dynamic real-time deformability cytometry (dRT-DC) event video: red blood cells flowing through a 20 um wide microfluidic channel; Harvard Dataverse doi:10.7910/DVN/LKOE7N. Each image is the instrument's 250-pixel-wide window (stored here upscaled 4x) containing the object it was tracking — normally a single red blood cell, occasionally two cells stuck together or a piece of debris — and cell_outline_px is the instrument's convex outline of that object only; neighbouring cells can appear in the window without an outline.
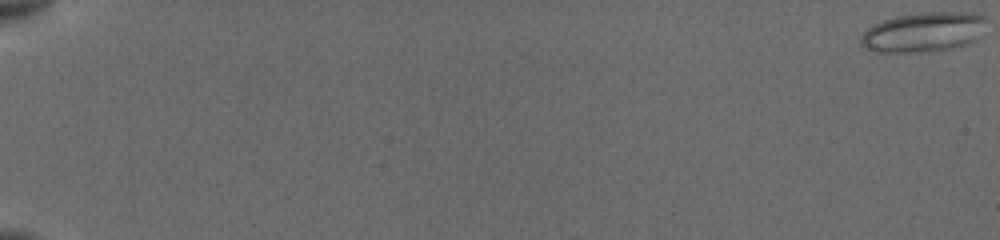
{"species": "common noctule bat (a hibernating species)", "species_latin": "Nyctalus noctula", "temperature_condition": "cold", "stored_images_in_passage": 27, "camera_frame_rate_fps": 3000, "um_per_image_px": 0.085, "animal": {"sex": "female", "body_mass_g": 19.5, "forearm_length_mm": 54.1}, "frame": {"image": 1, "passage_image": 1, "time_ms": 0.0, "image_size_px": [1000, 240], "cell_outline_px": [[984, 16], [980, 40], [968, 44], [952, 48], [920, 52], [876, 52], [860, 44], [860, 40], [864, 32], [872, 24], [884, 20], [900, 16], [928, 12], [980, 12]], "centroid_in_image_um": [78.54, 2.73], "position_along_channel_um": 6.5, "area_um2": 29.02}}
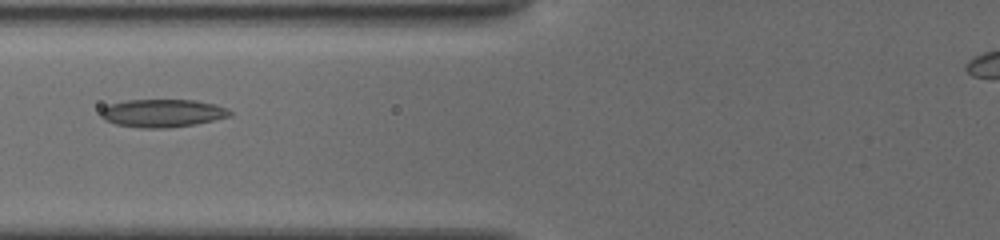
{"frame": {"image": 2, "passage_image": 23, "time_ms": 8.333, "image_size_px": [1000, 240], "cell_outline_px": [[232, 116], [196, 124], [168, 128], [140, 128], [116, 124], [104, 120], [100, 116], [100, 112], [104, 108], [112, 104], [128, 100], [192, 100], [212, 104], [224, 108], [232, 112]], "centroid_in_image_um": [13.8, 9.63], "position_along_channel_um": 112.0, "area_um2": 20.81}}
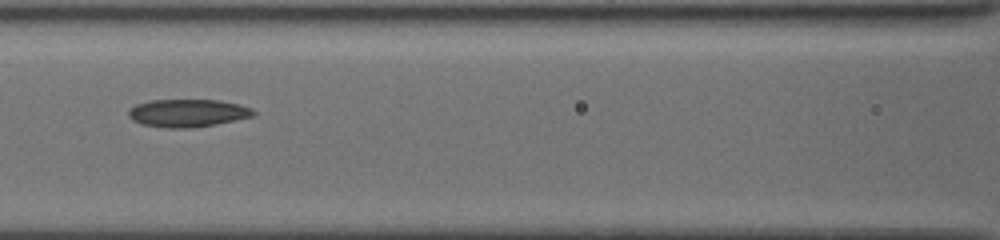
{"frame": {"image": 3, "passage_image": 25, "time_ms": 9.333, "image_size_px": [1000, 240], "cell_outline_px": [[256, 116], [216, 124], [192, 128], [168, 128], [144, 124], [132, 120], [128, 116], [128, 112], [136, 104], [152, 100], [220, 100], [240, 104], [252, 108], [256, 112]], "centroid_in_image_um": [16.01, 9.61], "position_along_channel_um": 150.6, "area_um2": 20.29}}